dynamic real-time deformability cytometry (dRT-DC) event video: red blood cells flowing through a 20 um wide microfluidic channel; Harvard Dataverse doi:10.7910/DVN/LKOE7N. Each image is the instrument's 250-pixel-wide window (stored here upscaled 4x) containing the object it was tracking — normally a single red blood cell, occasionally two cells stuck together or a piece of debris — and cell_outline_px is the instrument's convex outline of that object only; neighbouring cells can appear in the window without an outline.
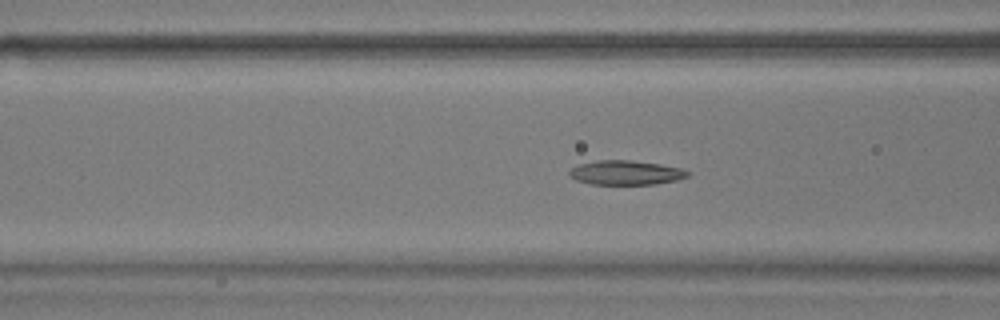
{"species": "common noctule bat (a hibernating species)", "species_latin": "Nyctalus noctula", "temperature_condition": "warm", "stored_images_in_passage": 55, "camera_frame_rate_fps": 3000, "um_per_image_px": 0.085, "animal": {"sex": "male", "body_mass_g": 17.9}, "frame": {"image": 1, "passage_image": 21, "time_ms": 6.667, "image_size_px": [1000, 320], "cell_outline_px": [[688, 176], [676, 180], [656, 184], [592, 184], [576, 180], [568, 172], [572, 168], [580, 164], [596, 160], [628, 160], [660, 164], [680, 168], [688, 172]], "centroid_in_image_um": [53.18, 14.67], "position_along_channel_um": 113.4, "area_um2": 16.53}}
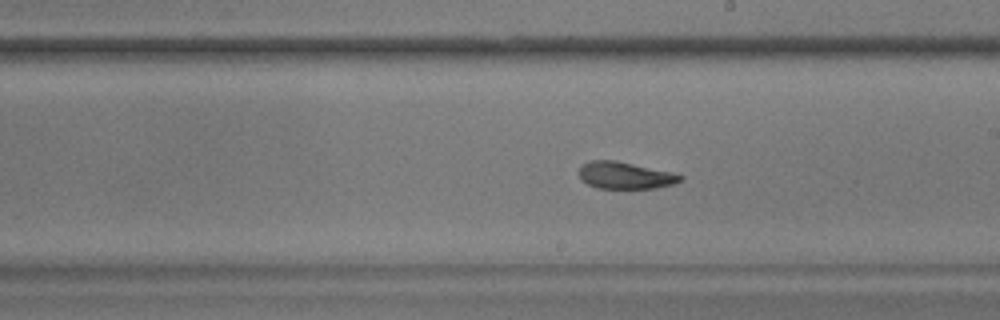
{"frame": {"image": 2, "passage_image": 31, "time_ms": 10.0, "image_size_px": [1000, 320], "cell_outline_px": [[684, 180], [672, 184], [656, 188], [596, 188], [580, 180], [580, 168], [584, 164], [592, 160], [616, 160], [668, 172], [684, 176]], "centroid_in_image_um": [53.12, 14.92], "position_along_channel_um": 235.9, "area_um2": 15.66}}
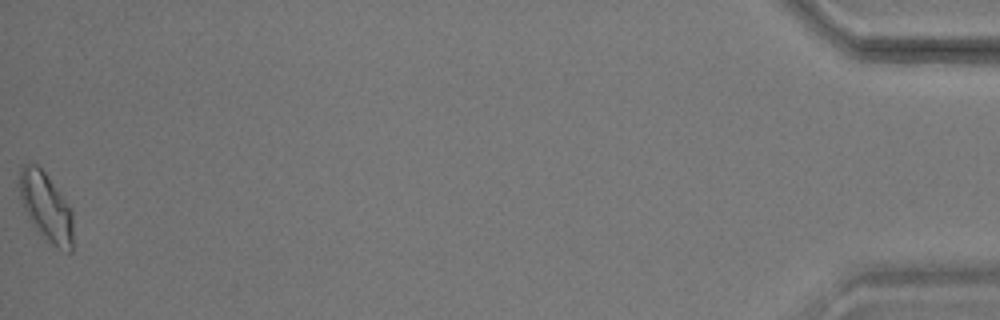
{"frame": {"image": 3, "passage_image": 55, "time_ms": 18.0, "image_size_px": [1000, 320], "cell_outline_px": [[72, 252], [68, 252], [52, 244], [32, 224], [24, 208], [20, 196], [20, 164], [28, 160], [36, 164], [44, 172], [72, 212]], "centroid_in_image_um": [3.88, 17.55], "position_along_channel_um": 431.3, "area_um2": 20.81}, "authors_computed_cell_mechanics": {"area_um2": 17.34, "velocity_mm_per_s": 3.6733, "shape_relaxation_time_tau1_ms": 5.0161, "shape_relaxation_time_tau2_ms": 3.0559, "deformation_change_tau1": 0.1409, "deformation_change_tau2": 0.1029}}